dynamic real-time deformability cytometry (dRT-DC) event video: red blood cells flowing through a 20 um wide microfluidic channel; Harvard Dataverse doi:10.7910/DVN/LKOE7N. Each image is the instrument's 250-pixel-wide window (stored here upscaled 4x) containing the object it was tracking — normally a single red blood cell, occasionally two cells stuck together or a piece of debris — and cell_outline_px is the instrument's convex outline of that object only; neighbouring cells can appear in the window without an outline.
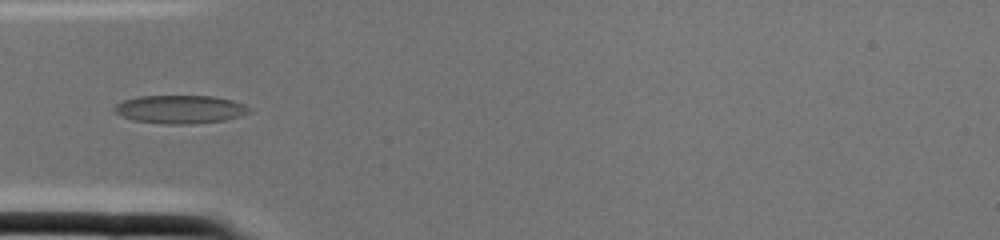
{"species": "common noctule bat (a hibernating species)", "species_latin": "Nyctalus noctula", "temperature_condition": "cold", "stored_images_in_passage": 1, "camera_frame_rate_fps": 3000, "um_per_image_px": 0.085, "animal": {"sex": "female", "body_mass_g": 22.0, "forearm_length_mm": 56.7}, "frame": {"image": 1, "passage_image": 1, "time_ms": 0.0, "image_size_px": [1000, 240], "cell_outline_px": [[252, 112], [240, 116], [224, 120], [192, 124], [168, 124], [132, 120], [120, 116], [112, 108], [120, 100], [136, 96], [212, 96], [232, 100], [244, 104], [252, 108]], "centroid_in_image_um": [15.29, 9.29], "position_along_channel_um": 69.7, "area_um2": 22.48}}